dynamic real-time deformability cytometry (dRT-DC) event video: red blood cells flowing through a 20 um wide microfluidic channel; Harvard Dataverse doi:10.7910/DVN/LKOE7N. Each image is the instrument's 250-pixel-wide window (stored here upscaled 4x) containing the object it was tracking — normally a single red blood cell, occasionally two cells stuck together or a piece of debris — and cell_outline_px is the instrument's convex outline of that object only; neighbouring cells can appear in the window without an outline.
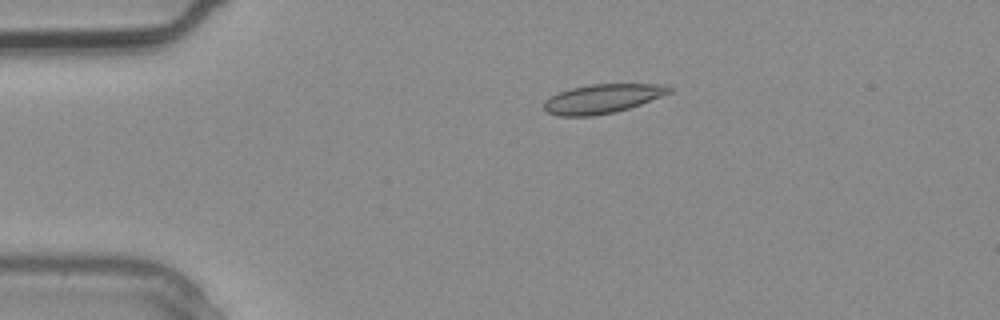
{"species": "common noctule bat (a hibernating species)", "species_latin": "Nyctalus noctula", "temperature_condition": "warm", "stored_images_in_passage": 3, "camera_frame_rate_fps": 3000, "um_per_image_px": 0.085, "animal": {"sex": "male", "body_mass_g": 20.4}, "frame": {"image": 1, "passage_image": 2, "time_ms": 0.333, "image_size_px": [1000, 320], "cell_outline_px": [[672, 92], [640, 104], [616, 112], [592, 116], [560, 116], [548, 112], [544, 108], [544, 100], [560, 92], [572, 88], [592, 84], [668, 84], [672, 88]], "centroid_in_image_um": [51.23, 8.39], "position_along_channel_um": 33.8, "area_um2": 21.1}}
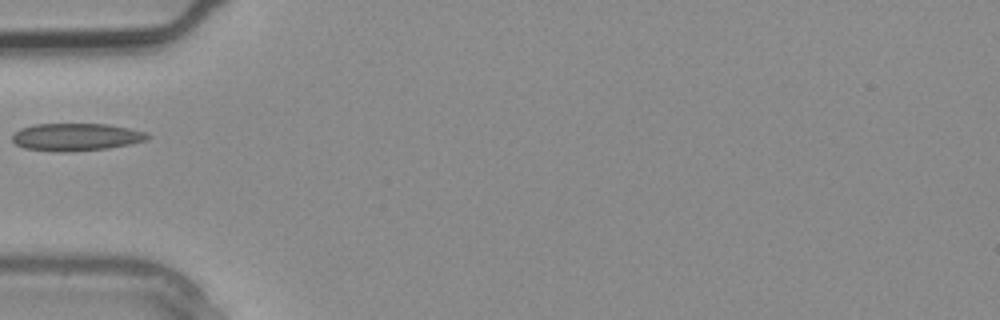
{"frame": {"image": 2, "passage_image": 3, "time_ms": 0.667, "image_size_px": [1000, 320], "cell_outline_px": [[152, 136], [144, 140], [128, 144], [108, 148], [72, 152], [60, 152], [24, 148], [16, 144], [12, 140], [12, 136], [20, 128], [36, 124], [108, 124], [148, 132]], "centroid_in_image_um": [6.47, 11.64], "position_along_channel_um": 78.5, "area_um2": 21.68}}